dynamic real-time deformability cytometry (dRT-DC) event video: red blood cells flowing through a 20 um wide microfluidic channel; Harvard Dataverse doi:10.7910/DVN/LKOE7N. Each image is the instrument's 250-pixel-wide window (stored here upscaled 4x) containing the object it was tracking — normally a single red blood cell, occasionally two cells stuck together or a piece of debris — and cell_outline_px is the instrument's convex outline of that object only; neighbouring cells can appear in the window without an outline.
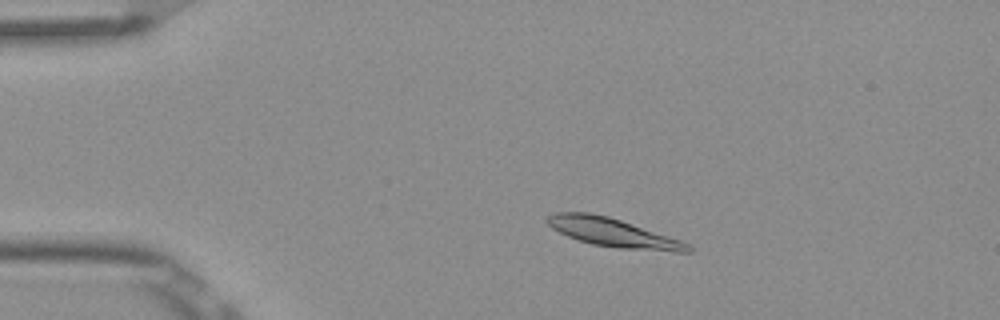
{"species": "Egyptian fruit bat (a non-hibernating species)", "species_latin": "Rousettus aegyptiacus", "temperature_condition": "room temperature", "stored_images_in_passage": 5, "camera_frame_rate_fps": 3000, "um_per_image_px": 0.085, "frame": {"image": 1, "passage_image": 2, "time_ms": 0.333, "image_size_px": [1000, 320], "cell_outline_px": [[692, 252], [676, 252], [616, 248], [592, 244], [568, 236], [552, 228], [544, 220], [548, 216], [556, 212], [588, 212], [608, 216], [680, 240], [688, 244], [692, 248]], "centroid_in_image_um": [52.09, 19.77], "position_along_channel_um": 32.9, "area_um2": 23.24}}
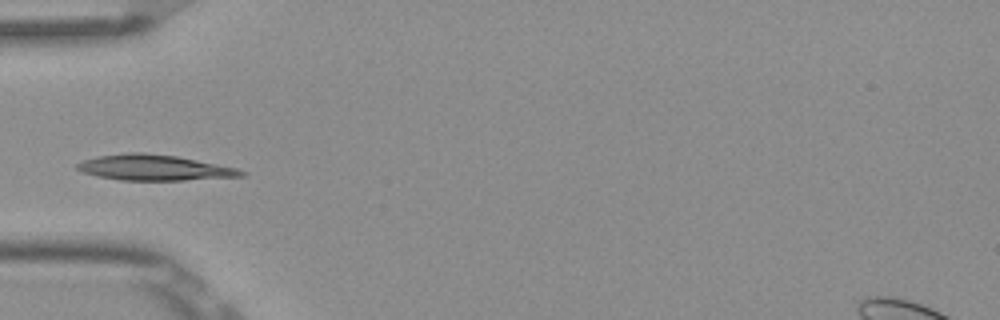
{"frame": {"image": 2, "passage_image": 4, "time_ms": 1.0, "image_size_px": [1000, 320], "cell_outline_px": [[248, 172], [244, 176], [184, 180], [120, 180], [96, 176], [84, 172], [76, 168], [76, 164], [84, 160], [96, 156], [128, 152], [144, 152], [176, 156], [236, 168]], "centroid_in_image_um": [13.09, 14.24], "position_along_channel_um": 71.9, "area_um2": 24.39}}
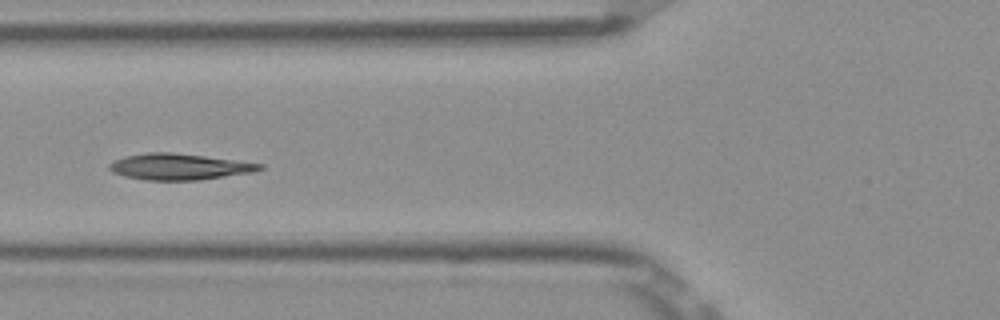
{"frame": {"image": 3, "passage_image": 5, "time_ms": 1.333, "image_size_px": [1000, 320], "cell_outline_px": [[264, 168], [252, 172], [200, 180], [144, 180], [124, 176], [112, 172], [108, 168], [108, 164], [112, 160], [124, 156], [148, 152], [172, 152], [204, 156], [264, 164]], "centroid_in_image_um": [15.17, 14.17], "position_along_channel_um": 110.6, "area_um2": 23.0}}